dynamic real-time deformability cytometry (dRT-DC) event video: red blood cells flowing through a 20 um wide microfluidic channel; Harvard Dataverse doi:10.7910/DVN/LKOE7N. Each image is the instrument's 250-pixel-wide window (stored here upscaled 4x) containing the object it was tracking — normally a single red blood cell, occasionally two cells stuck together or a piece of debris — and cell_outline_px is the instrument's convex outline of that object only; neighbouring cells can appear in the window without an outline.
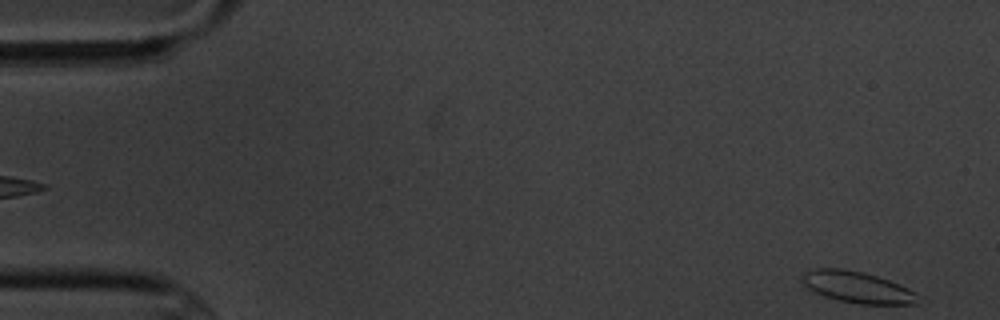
{"species": "common noctule bat (a hibernating species)", "species_latin": "Nyctalus noctula", "temperature_condition": "cold", "stored_images_in_passage": 5, "camera_frame_rate_fps": 3000, "um_per_image_px": 0.085, "animal": {"sex": "male", "body_mass_g": 20.1, "forearm_length_mm": 53.5}, "frame": {"image": 1, "passage_image": 5, "time_ms": 4.667, "image_size_px": [1000, 320], "cell_outline_px": [[916, 304], [860, 304], [840, 300], [824, 296], [808, 288], [804, 284], [804, 272], [816, 268], [840, 268], [860, 272], [876, 276], [888, 280], [908, 288], [916, 292]], "centroid_in_image_um": [72.87, 24.41], "position_along_channel_um": 12.1, "area_um2": 20.63}}